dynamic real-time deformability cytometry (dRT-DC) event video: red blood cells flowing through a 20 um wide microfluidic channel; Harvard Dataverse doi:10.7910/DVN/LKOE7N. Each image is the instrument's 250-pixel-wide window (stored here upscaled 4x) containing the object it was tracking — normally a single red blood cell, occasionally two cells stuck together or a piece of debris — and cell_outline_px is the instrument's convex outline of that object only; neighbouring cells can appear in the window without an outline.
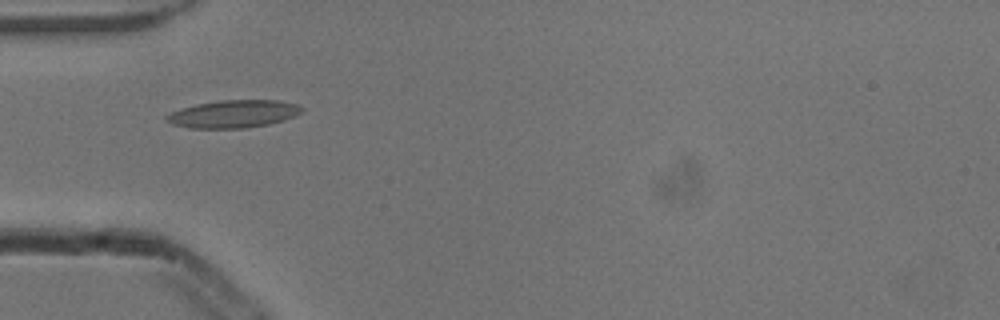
{"species": "common noctule bat (a hibernating species)", "species_latin": "Nyctalus noctula", "temperature_condition": "cold", "stored_images_in_passage": 6, "camera_frame_rate_fps": 3000, "um_per_image_px": 0.085, "animal": {"sex": "male", "body_mass_g": 13.3}, "frame": {"image": 1, "passage_image": 2, "time_ms": 0.333, "image_size_px": [1000, 320], "cell_outline_px": [[304, 112], [284, 120], [268, 124], [244, 128], [188, 128], [172, 124], [164, 120], [164, 116], [180, 108], [196, 104], [220, 100], [280, 100], [300, 104], [304, 108]], "centroid_in_image_um": [19.86, 9.68], "position_along_channel_um": 65.1, "area_um2": 22.08}}
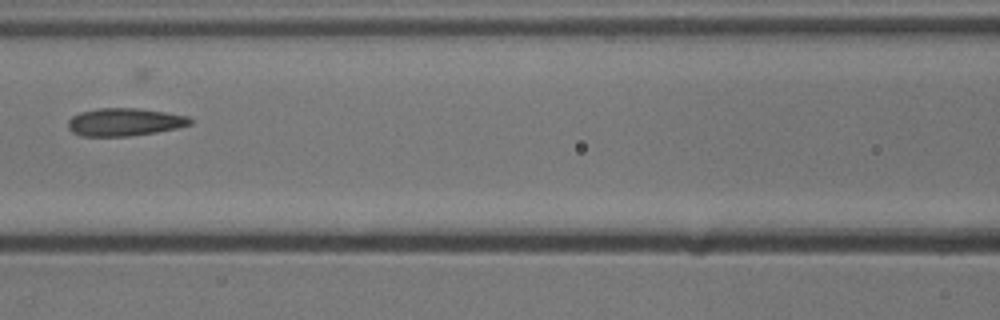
{"frame": {"image": 2, "passage_image": 4, "time_ms": 1.0, "image_size_px": [1000, 320], "cell_outline_px": [[192, 124], [176, 128], [156, 132], [128, 136], [80, 136], [72, 132], [68, 128], [68, 120], [72, 116], [80, 112], [96, 108], [136, 108], [164, 112], [188, 116], [192, 120]], "centroid_in_image_um": [10.55, 10.37], "position_along_channel_um": 156.0, "area_um2": 19.77}}
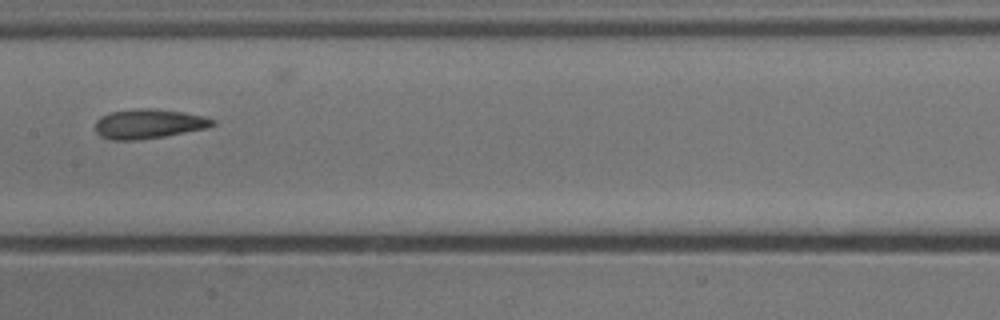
{"frame": {"image": 3, "passage_image": 5, "time_ms": 1.333, "image_size_px": [1000, 320], "cell_outline_px": [[216, 124], [208, 128], [164, 136], [136, 140], [112, 140], [100, 136], [96, 132], [96, 120], [100, 116], [108, 112], [136, 108], [152, 108], [180, 112], [204, 116], [216, 120]], "centroid_in_image_um": [12.62, 10.52], "position_along_channel_um": 194.8, "area_um2": 20.29}}